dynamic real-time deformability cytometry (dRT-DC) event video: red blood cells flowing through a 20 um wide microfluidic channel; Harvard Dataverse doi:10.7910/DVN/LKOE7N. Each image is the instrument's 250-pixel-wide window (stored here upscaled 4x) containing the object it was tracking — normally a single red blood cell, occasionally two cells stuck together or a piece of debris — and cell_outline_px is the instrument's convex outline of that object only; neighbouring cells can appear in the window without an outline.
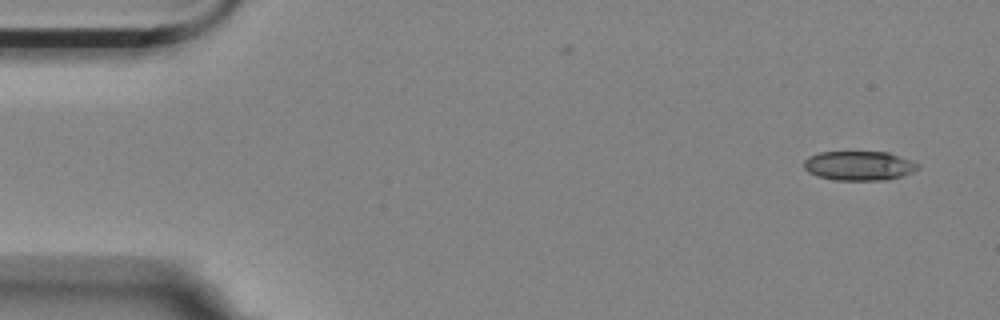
{"species": "Egyptian fruit bat (a non-hibernating species)", "species_latin": "Rousettus aegyptiacus", "temperature_condition": "room temperature", "stored_images_in_passage": 2, "camera_frame_rate_fps": 3000, "um_per_image_px": 0.085, "animal": {"sex": "female"}, "frame": {"image": 1, "passage_image": 2, "time_ms": 0.333, "image_size_px": [1000, 320], "cell_outline_px": [[920, 168], [904, 176], [888, 180], [836, 180], [816, 176], [808, 172], [804, 168], [804, 160], [808, 156], [820, 152], [888, 152], [912, 160], [920, 164]], "centroid_in_image_um": [73.04, 14.09], "position_along_channel_um": 12.0, "area_um2": 19.77}}